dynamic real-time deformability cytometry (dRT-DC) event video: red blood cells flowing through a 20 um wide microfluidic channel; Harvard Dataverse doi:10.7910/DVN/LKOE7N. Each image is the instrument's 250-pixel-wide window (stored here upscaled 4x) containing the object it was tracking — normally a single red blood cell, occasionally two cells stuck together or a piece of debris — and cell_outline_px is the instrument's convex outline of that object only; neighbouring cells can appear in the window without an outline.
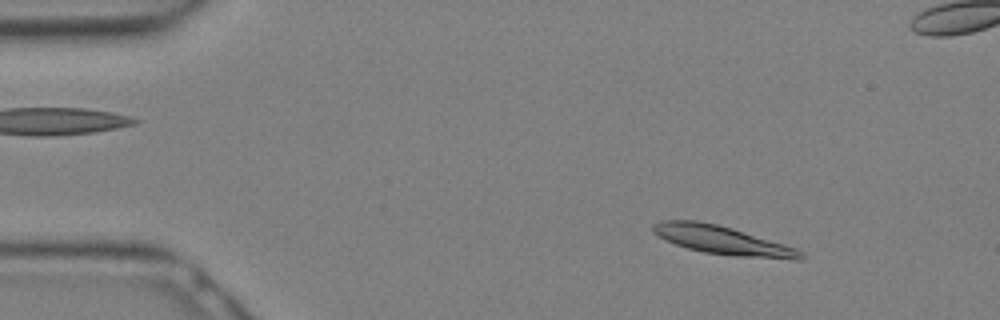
{"species": "Egyptian fruit bat (a non-hibernating species)", "species_latin": "Rousettus aegyptiacus", "temperature_condition": "warm", "stored_images_in_passage": 29, "camera_frame_rate_fps": 3000, "um_per_image_px": 0.085, "animal": {"sex": "female"}, "frame": {"image": 1, "passage_image": 3, "time_ms": 0.667, "image_size_px": [1000, 320], "cell_outline_px": [[804, 256], [800, 260], [796, 260], [732, 256], [704, 252], [688, 248], [676, 244], [652, 232], [652, 224], [664, 220], [696, 220], [716, 224], [732, 228], [784, 244], [796, 248], [804, 252]], "centroid_in_image_um": [61.45, 20.43], "position_along_channel_um": 23.5, "area_um2": 24.39}}
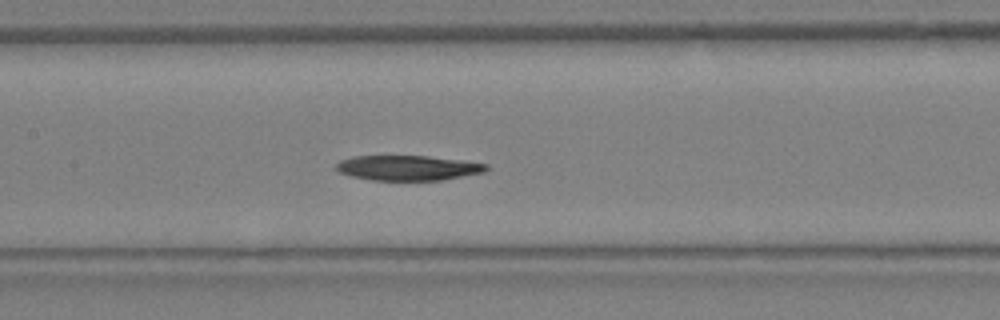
{"frame": {"image": 2, "passage_image": 13, "time_ms": 4.0, "image_size_px": [1000, 320], "cell_outline_px": [[488, 168], [484, 172], [444, 180], [372, 180], [352, 176], [340, 172], [336, 168], [336, 164], [340, 160], [352, 156], [428, 156], [460, 160], [488, 164]], "centroid_in_image_um": [34.68, 14.27], "position_along_channel_um": 172.7, "area_um2": 21.79}}
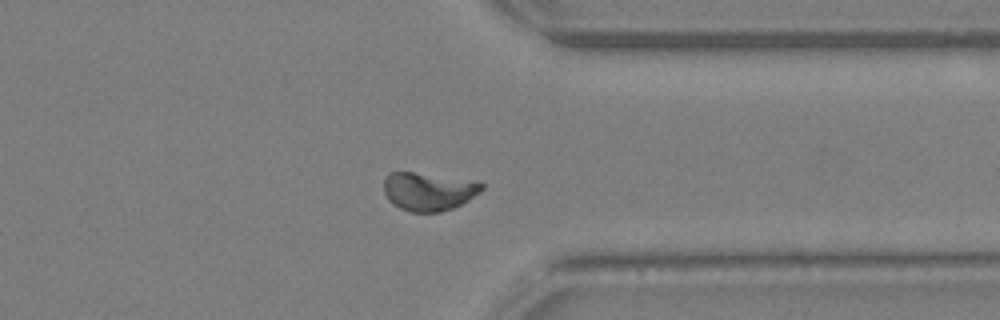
{"frame": {"image": 3, "passage_image": 22, "time_ms": 7.0, "image_size_px": [1000, 320], "cell_outline_px": [[484, 188], [480, 192], [468, 200], [452, 208], [440, 212], [412, 212], [400, 208], [392, 204], [388, 200], [384, 192], [384, 180], [388, 172], [412, 172], [484, 184]], "centroid_in_image_um": [36.34, 16.29], "position_along_channel_um": 375.1, "area_um2": 21.27}}